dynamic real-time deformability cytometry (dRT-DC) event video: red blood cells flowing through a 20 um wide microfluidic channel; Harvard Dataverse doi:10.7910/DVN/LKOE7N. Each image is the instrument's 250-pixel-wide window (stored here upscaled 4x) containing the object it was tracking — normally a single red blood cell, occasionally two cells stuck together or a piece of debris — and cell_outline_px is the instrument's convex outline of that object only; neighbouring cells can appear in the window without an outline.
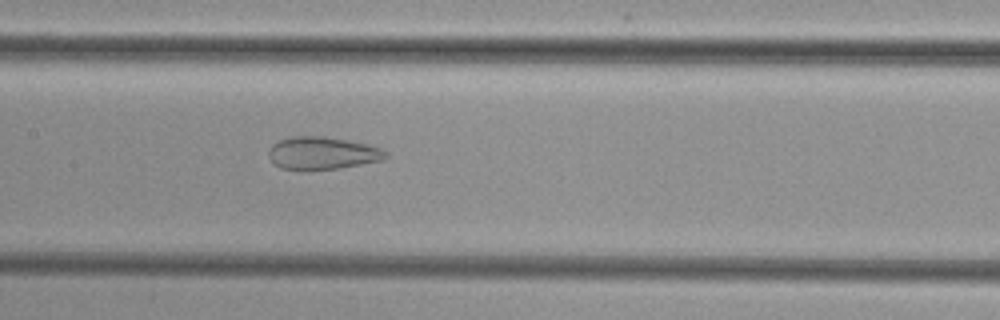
{"species": "common noctule bat (a hibernating species)", "species_latin": "Nyctalus noctula", "temperature_condition": "cold", "stored_images_in_passage": 44, "camera_frame_rate_fps": 3000, "um_per_image_px": 0.085, "animal": {"sex": "female", "body_mass_g": 29.2, "forearm_length_mm": 56.3}, "frame": {"image": 1, "passage_image": 18, "time_ms": 5.667, "image_size_px": [1000, 320], "cell_outline_px": [[388, 156], [384, 160], [340, 168], [280, 168], [268, 156], [268, 148], [272, 144], [280, 140], [292, 136], [324, 136], [348, 140], [380, 148]], "centroid_in_image_um": [27.39, 12.99], "position_along_channel_um": 180.0, "area_um2": 21.73}}
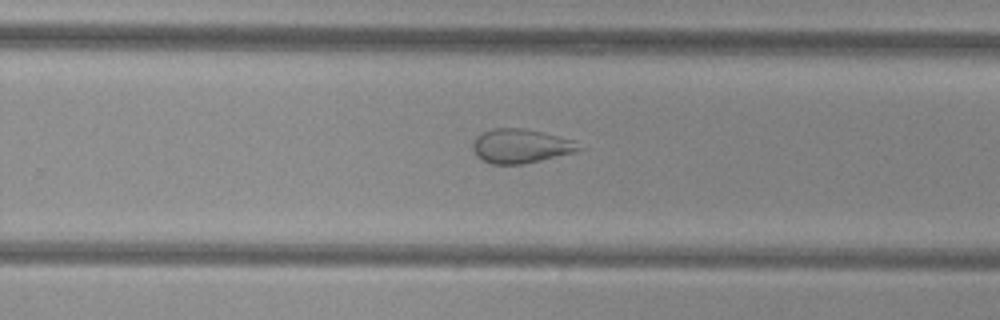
{"frame": {"image": 2, "passage_image": 26, "time_ms": 8.333, "image_size_px": [1000, 320], "cell_outline_px": [[584, 148], [576, 152], [524, 164], [492, 164], [480, 160], [476, 156], [472, 148], [472, 144], [476, 136], [492, 128], [524, 128], [572, 140]], "centroid_in_image_um": [44.22, 12.43], "position_along_channel_um": 285.6, "area_um2": 21.1}}
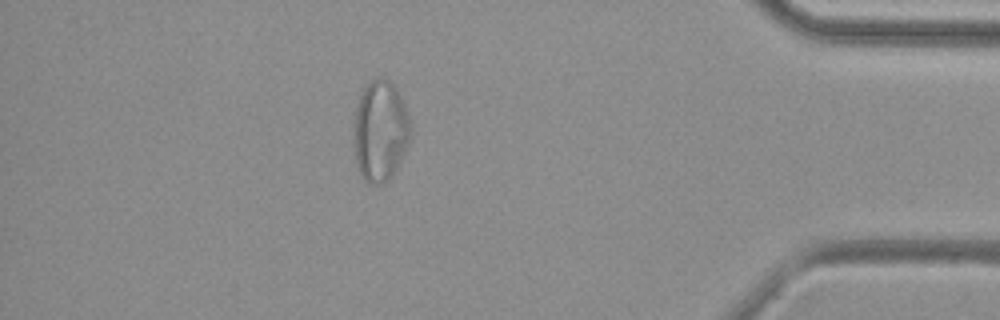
{"frame": {"image": 3, "passage_image": 38, "time_ms": 12.333, "image_size_px": [1000, 320], "cell_outline_px": [[412, 136], [396, 168], [388, 180], [380, 184], [364, 184], [360, 176], [356, 164], [356, 108], [360, 96], [364, 88], [372, 80], [380, 76], [388, 80], [396, 88], [404, 104], [408, 116]], "centroid_in_image_um": [32.34, 11.16], "position_along_channel_um": 402.9, "area_um2": 32.83}}